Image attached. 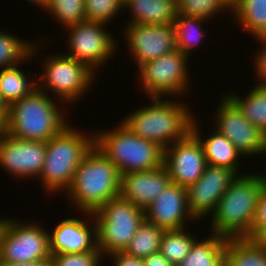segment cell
Returning <instances> with one entry per match:
<instances>
[{
    "label": "cell",
    "instance_id": "obj_22",
    "mask_svg": "<svg viewBox=\"0 0 266 266\" xmlns=\"http://www.w3.org/2000/svg\"><path fill=\"white\" fill-rule=\"evenodd\" d=\"M208 237L201 241L197 239L178 266H223L228 239L213 233Z\"/></svg>",
    "mask_w": 266,
    "mask_h": 266
},
{
    "label": "cell",
    "instance_id": "obj_41",
    "mask_svg": "<svg viewBox=\"0 0 266 266\" xmlns=\"http://www.w3.org/2000/svg\"><path fill=\"white\" fill-rule=\"evenodd\" d=\"M8 117V105L2 100L0 95V119H2L5 123Z\"/></svg>",
    "mask_w": 266,
    "mask_h": 266
},
{
    "label": "cell",
    "instance_id": "obj_10",
    "mask_svg": "<svg viewBox=\"0 0 266 266\" xmlns=\"http://www.w3.org/2000/svg\"><path fill=\"white\" fill-rule=\"evenodd\" d=\"M36 221L0 218V260L15 263L51 259L49 231Z\"/></svg>",
    "mask_w": 266,
    "mask_h": 266
},
{
    "label": "cell",
    "instance_id": "obj_45",
    "mask_svg": "<svg viewBox=\"0 0 266 266\" xmlns=\"http://www.w3.org/2000/svg\"><path fill=\"white\" fill-rule=\"evenodd\" d=\"M0 266H21V263L7 262L0 260Z\"/></svg>",
    "mask_w": 266,
    "mask_h": 266
},
{
    "label": "cell",
    "instance_id": "obj_5",
    "mask_svg": "<svg viewBox=\"0 0 266 266\" xmlns=\"http://www.w3.org/2000/svg\"><path fill=\"white\" fill-rule=\"evenodd\" d=\"M55 100L37 88L30 95L10 104L6 133L24 140L43 142L59 134L69 125V121Z\"/></svg>",
    "mask_w": 266,
    "mask_h": 266
},
{
    "label": "cell",
    "instance_id": "obj_4",
    "mask_svg": "<svg viewBox=\"0 0 266 266\" xmlns=\"http://www.w3.org/2000/svg\"><path fill=\"white\" fill-rule=\"evenodd\" d=\"M73 127L69 123L46 141V157L38 181L40 179L48 194L66 193L73 183L77 167L95 145L94 132L88 135Z\"/></svg>",
    "mask_w": 266,
    "mask_h": 266
},
{
    "label": "cell",
    "instance_id": "obj_46",
    "mask_svg": "<svg viewBox=\"0 0 266 266\" xmlns=\"http://www.w3.org/2000/svg\"><path fill=\"white\" fill-rule=\"evenodd\" d=\"M261 155H266V134H265V138H264V147H263V150H262V154ZM265 172V174H263V172H262V174H260L263 178H264V180L266 181V167H265V170H264Z\"/></svg>",
    "mask_w": 266,
    "mask_h": 266
},
{
    "label": "cell",
    "instance_id": "obj_3",
    "mask_svg": "<svg viewBox=\"0 0 266 266\" xmlns=\"http://www.w3.org/2000/svg\"><path fill=\"white\" fill-rule=\"evenodd\" d=\"M120 186L118 168L94 145L77 167L73 183L64 196L79 213H93L118 197Z\"/></svg>",
    "mask_w": 266,
    "mask_h": 266
},
{
    "label": "cell",
    "instance_id": "obj_30",
    "mask_svg": "<svg viewBox=\"0 0 266 266\" xmlns=\"http://www.w3.org/2000/svg\"><path fill=\"white\" fill-rule=\"evenodd\" d=\"M188 228L165 231L162 236L159 252L174 266L185 259L198 239Z\"/></svg>",
    "mask_w": 266,
    "mask_h": 266
},
{
    "label": "cell",
    "instance_id": "obj_42",
    "mask_svg": "<svg viewBox=\"0 0 266 266\" xmlns=\"http://www.w3.org/2000/svg\"><path fill=\"white\" fill-rule=\"evenodd\" d=\"M28 2H31V4L34 3V5L40 6L41 9H46L48 8V5L50 3V0H27Z\"/></svg>",
    "mask_w": 266,
    "mask_h": 266
},
{
    "label": "cell",
    "instance_id": "obj_31",
    "mask_svg": "<svg viewBox=\"0 0 266 266\" xmlns=\"http://www.w3.org/2000/svg\"><path fill=\"white\" fill-rule=\"evenodd\" d=\"M45 12L64 28L86 20L85 0H50Z\"/></svg>",
    "mask_w": 266,
    "mask_h": 266
},
{
    "label": "cell",
    "instance_id": "obj_20",
    "mask_svg": "<svg viewBox=\"0 0 266 266\" xmlns=\"http://www.w3.org/2000/svg\"><path fill=\"white\" fill-rule=\"evenodd\" d=\"M196 120L197 119L195 117L192 123L191 133L201 143L207 164L230 168L233 169L238 175H241L239 169L241 167L240 163L242 161L240 160V157L242 154L236 149L234 144L226 136L219 133L215 129L212 130L210 133L211 135L208 134L207 138L202 137L203 132L200 131V125L197 126L198 122Z\"/></svg>",
    "mask_w": 266,
    "mask_h": 266
},
{
    "label": "cell",
    "instance_id": "obj_39",
    "mask_svg": "<svg viewBox=\"0 0 266 266\" xmlns=\"http://www.w3.org/2000/svg\"><path fill=\"white\" fill-rule=\"evenodd\" d=\"M250 239L259 247L266 250V225L259 228Z\"/></svg>",
    "mask_w": 266,
    "mask_h": 266
},
{
    "label": "cell",
    "instance_id": "obj_24",
    "mask_svg": "<svg viewBox=\"0 0 266 266\" xmlns=\"http://www.w3.org/2000/svg\"><path fill=\"white\" fill-rule=\"evenodd\" d=\"M27 74L33 76L27 78L19 65L0 69V95L8 106L30 95L38 88L36 75L34 76L31 72Z\"/></svg>",
    "mask_w": 266,
    "mask_h": 266
},
{
    "label": "cell",
    "instance_id": "obj_23",
    "mask_svg": "<svg viewBox=\"0 0 266 266\" xmlns=\"http://www.w3.org/2000/svg\"><path fill=\"white\" fill-rule=\"evenodd\" d=\"M14 35L0 30V69L29 61L30 58H34L33 56L36 57L39 48L42 47L41 39L35 42Z\"/></svg>",
    "mask_w": 266,
    "mask_h": 266
},
{
    "label": "cell",
    "instance_id": "obj_18",
    "mask_svg": "<svg viewBox=\"0 0 266 266\" xmlns=\"http://www.w3.org/2000/svg\"><path fill=\"white\" fill-rule=\"evenodd\" d=\"M82 213L84 216H87L86 218L89 217L87 221L83 220V218L79 219V216L78 218H65L55 225L52 233L51 231L49 232L50 252L52 255L58 253L90 252L97 248L96 225L93 214L88 212ZM90 219L93 220V224Z\"/></svg>",
    "mask_w": 266,
    "mask_h": 266
},
{
    "label": "cell",
    "instance_id": "obj_8",
    "mask_svg": "<svg viewBox=\"0 0 266 266\" xmlns=\"http://www.w3.org/2000/svg\"><path fill=\"white\" fill-rule=\"evenodd\" d=\"M40 62L43 63V70L37 78L38 88L58 97V103H76L95 84L96 74L65 53L47 55L44 62Z\"/></svg>",
    "mask_w": 266,
    "mask_h": 266
},
{
    "label": "cell",
    "instance_id": "obj_43",
    "mask_svg": "<svg viewBox=\"0 0 266 266\" xmlns=\"http://www.w3.org/2000/svg\"><path fill=\"white\" fill-rule=\"evenodd\" d=\"M223 4L232 11L234 7L240 2V0H221Z\"/></svg>",
    "mask_w": 266,
    "mask_h": 266
},
{
    "label": "cell",
    "instance_id": "obj_29",
    "mask_svg": "<svg viewBox=\"0 0 266 266\" xmlns=\"http://www.w3.org/2000/svg\"><path fill=\"white\" fill-rule=\"evenodd\" d=\"M206 19L198 17H190L178 14L174 21L176 30V49L180 50L186 56L191 58L193 49L200 45L203 41L205 33L202 29Z\"/></svg>",
    "mask_w": 266,
    "mask_h": 266
},
{
    "label": "cell",
    "instance_id": "obj_6",
    "mask_svg": "<svg viewBox=\"0 0 266 266\" xmlns=\"http://www.w3.org/2000/svg\"><path fill=\"white\" fill-rule=\"evenodd\" d=\"M95 146L118 168L121 175L150 171L164 165V149L135 135L121 120L110 131H96Z\"/></svg>",
    "mask_w": 266,
    "mask_h": 266
},
{
    "label": "cell",
    "instance_id": "obj_36",
    "mask_svg": "<svg viewBox=\"0 0 266 266\" xmlns=\"http://www.w3.org/2000/svg\"><path fill=\"white\" fill-rule=\"evenodd\" d=\"M264 225H266V183L264 184L258 198L255 217L252 223L251 232L249 233V238Z\"/></svg>",
    "mask_w": 266,
    "mask_h": 266
},
{
    "label": "cell",
    "instance_id": "obj_34",
    "mask_svg": "<svg viewBox=\"0 0 266 266\" xmlns=\"http://www.w3.org/2000/svg\"><path fill=\"white\" fill-rule=\"evenodd\" d=\"M102 259L106 258L98 248L90 252L58 253L51 255V266H101Z\"/></svg>",
    "mask_w": 266,
    "mask_h": 266
},
{
    "label": "cell",
    "instance_id": "obj_32",
    "mask_svg": "<svg viewBox=\"0 0 266 266\" xmlns=\"http://www.w3.org/2000/svg\"><path fill=\"white\" fill-rule=\"evenodd\" d=\"M231 12L221 0H178V13L208 21L220 13Z\"/></svg>",
    "mask_w": 266,
    "mask_h": 266
},
{
    "label": "cell",
    "instance_id": "obj_28",
    "mask_svg": "<svg viewBox=\"0 0 266 266\" xmlns=\"http://www.w3.org/2000/svg\"><path fill=\"white\" fill-rule=\"evenodd\" d=\"M164 229L146 221L139 225L134 237L130 240L124 252L137 258H146L158 253Z\"/></svg>",
    "mask_w": 266,
    "mask_h": 266
},
{
    "label": "cell",
    "instance_id": "obj_16",
    "mask_svg": "<svg viewBox=\"0 0 266 266\" xmlns=\"http://www.w3.org/2000/svg\"><path fill=\"white\" fill-rule=\"evenodd\" d=\"M164 165L171 182L188 188L203 175L207 162L201 143L190 133L164 149Z\"/></svg>",
    "mask_w": 266,
    "mask_h": 266
},
{
    "label": "cell",
    "instance_id": "obj_14",
    "mask_svg": "<svg viewBox=\"0 0 266 266\" xmlns=\"http://www.w3.org/2000/svg\"><path fill=\"white\" fill-rule=\"evenodd\" d=\"M46 142L24 140L5 133L0 142V166L17 179L39 178Z\"/></svg>",
    "mask_w": 266,
    "mask_h": 266
},
{
    "label": "cell",
    "instance_id": "obj_9",
    "mask_svg": "<svg viewBox=\"0 0 266 266\" xmlns=\"http://www.w3.org/2000/svg\"><path fill=\"white\" fill-rule=\"evenodd\" d=\"M189 57L180 50H174L155 60L141 64L138 79L148 98H181L190 89ZM189 72V73H188ZM141 81V82H140ZM189 89V90H188ZM180 95V96H179Z\"/></svg>",
    "mask_w": 266,
    "mask_h": 266
},
{
    "label": "cell",
    "instance_id": "obj_19",
    "mask_svg": "<svg viewBox=\"0 0 266 266\" xmlns=\"http://www.w3.org/2000/svg\"><path fill=\"white\" fill-rule=\"evenodd\" d=\"M171 182L165 165L150 171L121 175L120 196L146 210Z\"/></svg>",
    "mask_w": 266,
    "mask_h": 266
},
{
    "label": "cell",
    "instance_id": "obj_27",
    "mask_svg": "<svg viewBox=\"0 0 266 266\" xmlns=\"http://www.w3.org/2000/svg\"><path fill=\"white\" fill-rule=\"evenodd\" d=\"M227 266H266V250L250 238L228 239L225 251Z\"/></svg>",
    "mask_w": 266,
    "mask_h": 266
},
{
    "label": "cell",
    "instance_id": "obj_21",
    "mask_svg": "<svg viewBox=\"0 0 266 266\" xmlns=\"http://www.w3.org/2000/svg\"><path fill=\"white\" fill-rule=\"evenodd\" d=\"M127 8L131 14L127 24H171L179 14L178 0H125Z\"/></svg>",
    "mask_w": 266,
    "mask_h": 266
},
{
    "label": "cell",
    "instance_id": "obj_25",
    "mask_svg": "<svg viewBox=\"0 0 266 266\" xmlns=\"http://www.w3.org/2000/svg\"><path fill=\"white\" fill-rule=\"evenodd\" d=\"M255 86V87H254ZM234 91L225 95L239 108L244 117L266 134V85L256 84L245 96ZM245 97V98H244Z\"/></svg>",
    "mask_w": 266,
    "mask_h": 266
},
{
    "label": "cell",
    "instance_id": "obj_7",
    "mask_svg": "<svg viewBox=\"0 0 266 266\" xmlns=\"http://www.w3.org/2000/svg\"><path fill=\"white\" fill-rule=\"evenodd\" d=\"M96 246L106 256L124 251L144 221V210L120 195L93 212Z\"/></svg>",
    "mask_w": 266,
    "mask_h": 266
},
{
    "label": "cell",
    "instance_id": "obj_17",
    "mask_svg": "<svg viewBox=\"0 0 266 266\" xmlns=\"http://www.w3.org/2000/svg\"><path fill=\"white\" fill-rule=\"evenodd\" d=\"M144 216L146 221L165 231L184 229L186 222L197 221L189 212L187 188L173 182L144 210Z\"/></svg>",
    "mask_w": 266,
    "mask_h": 266
},
{
    "label": "cell",
    "instance_id": "obj_1",
    "mask_svg": "<svg viewBox=\"0 0 266 266\" xmlns=\"http://www.w3.org/2000/svg\"><path fill=\"white\" fill-rule=\"evenodd\" d=\"M150 99L152 103L135 109L121 121L135 135L165 149L191 133L195 115L191 113L192 109L187 107L186 102H181L180 98Z\"/></svg>",
    "mask_w": 266,
    "mask_h": 266
},
{
    "label": "cell",
    "instance_id": "obj_33",
    "mask_svg": "<svg viewBox=\"0 0 266 266\" xmlns=\"http://www.w3.org/2000/svg\"><path fill=\"white\" fill-rule=\"evenodd\" d=\"M124 8V0H85L86 20L108 24Z\"/></svg>",
    "mask_w": 266,
    "mask_h": 266
},
{
    "label": "cell",
    "instance_id": "obj_26",
    "mask_svg": "<svg viewBox=\"0 0 266 266\" xmlns=\"http://www.w3.org/2000/svg\"><path fill=\"white\" fill-rule=\"evenodd\" d=\"M230 14L241 31L251 37L266 36V0H240ZM239 22V23H238Z\"/></svg>",
    "mask_w": 266,
    "mask_h": 266
},
{
    "label": "cell",
    "instance_id": "obj_15",
    "mask_svg": "<svg viewBox=\"0 0 266 266\" xmlns=\"http://www.w3.org/2000/svg\"><path fill=\"white\" fill-rule=\"evenodd\" d=\"M238 176L233 169L207 164L203 175L187 188L188 208L193 217L198 221L211 215Z\"/></svg>",
    "mask_w": 266,
    "mask_h": 266
},
{
    "label": "cell",
    "instance_id": "obj_13",
    "mask_svg": "<svg viewBox=\"0 0 266 266\" xmlns=\"http://www.w3.org/2000/svg\"><path fill=\"white\" fill-rule=\"evenodd\" d=\"M124 41L136 66L176 50L175 24H126Z\"/></svg>",
    "mask_w": 266,
    "mask_h": 266
},
{
    "label": "cell",
    "instance_id": "obj_2",
    "mask_svg": "<svg viewBox=\"0 0 266 266\" xmlns=\"http://www.w3.org/2000/svg\"><path fill=\"white\" fill-rule=\"evenodd\" d=\"M266 181L256 172L239 175L211 214L210 233L227 239L249 238L257 202Z\"/></svg>",
    "mask_w": 266,
    "mask_h": 266
},
{
    "label": "cell",
    "instance_id": "obj_35",
    "mask_svg": "<svg viewBox=\"0 0 266 266\" xmlns=\"http://www.w3.org/2000/svg\"><path fill=\"white\" fill-rule=\"evenodd\" d=\"M260 45L262 44V49L255 53L254 68L256 73V80L258 79V84L266 85V36H260L256 38Z\"/></svg>",
    "mask_w": 266,
    "mask_h": 266
},
{
    "label": "cell",
    "instance_id": "obj_40",
    "mask_svg": "<svg viewBox=\"0 0 266 266\" xmlns=\"http://www.w3.org/2000/svg\"><path fill=\"white\" fill-rule=\"evenodd\" d=\"M21 266H51V259H39L31 262L21 263Z\"/></svg>",
    "mask_w": 266,
    "mask_h": 266
},
{
    "label": "cell",
    "instance_id": "obj_38",
    "mask_svg": "<svg viewBox=\"0 0 266 266\" xmlns=\"http://www.w3.org/2000/svg\"><path fill=\"white\" fill-rule=\"evenodd\" d=\"M144 266H174L160 252L143 259Z\"/></svg>",
    "mask_w": 266,
    "mask_h": 266
},
{
    "label": "cell",
    "instance_id": "obj_44",
    "mask_svg": "<svg viewBox=\"0 0 266 266\" xmlns=\"http://www.w3.org/2000/svg\"><path fill=\"white\" fill-rule=\"evenodd\" d=\"M6 133V123L0 119V142Z\"/></svg>",
    "mask_w": 266,
    "mask_h": 266
},
{
    "label": "cell",
    "instance_id": "obj_11",
    "mask_svg": "<svg viewBox=\"0 0 266 266\" xmlns=\"http://www.w3.org/2000/svg\"><path fill=\"white\" fill-rule=\"evenodd\" d=\"M105 25L107 26L101 22L85 20L65 28L68 33L66 48L69 50L66 49L67 53H64L85 64L96 75L98 68L110 61L118 49L114 33L107 31Z\"/></svg>",
    "mask_w": 266,
    "mask_h": 266
},
{
    "label": "cell",
    "instance_id": "obj_12",
    "mask_svg": "<svg viewBox=\"0 0 266 266\" xmlns=\"http://www.w3.org/2000/svg\"><path fill=\"white\" fill-rule=\"evenodd\" d=\"M211 129L226 136L242 156L259 155L264 147L265 134L251 124L239 108L226 96H221Z\"/></svg>",
    "mask_w": 266,
    "mask_h": 266
},
{
    "label": "cell",
    "instance_id": "obj_37",
    "mask_svg": "<svg viewBox=\"0 0 266 266\" xmlns=\"http://www.w3.org/2000/svg\"><path fill=\"white\" fill-rule=\"evenodd\" d=\"M111 257L112 266H144L142 258L126 254L124 251H117L106 255Z\"/></svg>",
    "mask_w": 266,
    "mask_h": 266
}]
</instances>
